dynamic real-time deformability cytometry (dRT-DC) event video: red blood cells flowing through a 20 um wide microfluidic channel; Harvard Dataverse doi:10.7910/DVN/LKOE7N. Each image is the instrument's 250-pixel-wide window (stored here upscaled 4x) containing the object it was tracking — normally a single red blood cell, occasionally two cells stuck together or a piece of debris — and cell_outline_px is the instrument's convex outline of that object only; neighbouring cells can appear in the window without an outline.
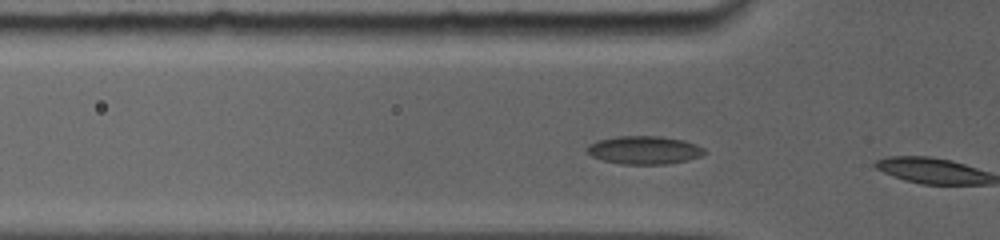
{"species": "common noctule bat (a hibernating species)", "species_latin": "Nyctalus noctula", "temperature_condition": "room temperature", "stored_images_in_passage": 4, "camera_frame_rate_fps": 5000, "um_per_image_px": 0.085, "animal": {"sex": "female", "body_mass_g": 19.0, "forearm_length_mm": 56.7}, "frame": {"image": 1, "passage_image": 3, "time_ms": 1.0, "image_size_px": [1000, 240], "cell_outline_px": [[708, 152], [700, 156], [688, 160], [668, 164], [620, 164], [604, 160], [592, 156], [588, 152], [588, 144], [596, 140], [616, 136], [660, 136], [684, 140], [696, 144], [704, 148]], "centroid_in_image_um": [54.78, 12.75], "position_along_channel_um": 71.0, "area_um2": 19.36}}